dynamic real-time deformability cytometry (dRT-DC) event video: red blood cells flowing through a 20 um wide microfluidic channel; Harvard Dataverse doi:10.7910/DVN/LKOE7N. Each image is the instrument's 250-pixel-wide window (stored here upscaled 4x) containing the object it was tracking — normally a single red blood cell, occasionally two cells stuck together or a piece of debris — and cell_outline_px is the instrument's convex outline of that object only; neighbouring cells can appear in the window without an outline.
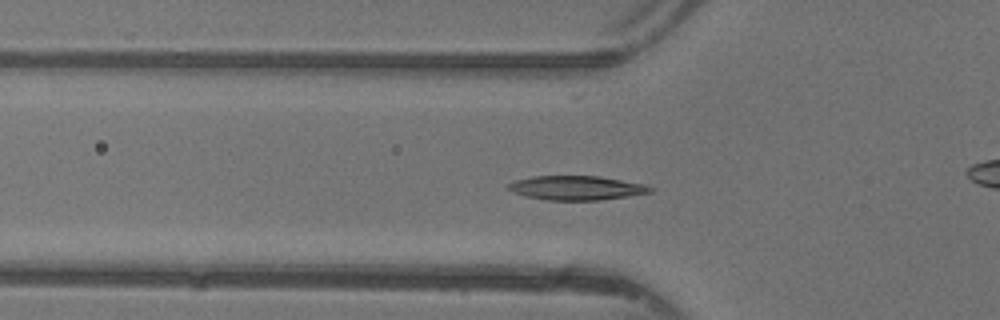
{"species": "common noctule bat (a hibernating species)", "species_latin": "Nyctalus noctula", "temperature_condition": "warm", "stored_images_in_passage": 45, "camera_frame_rate_fps": 3000, "um_per_image_px": 0.085, "animal": {"sex": "female"}, "frame": {"image": 1, "passage_image": 16, "time_ms": 5.0, "image_size_px": [1000, 320], "cell_outline_px": [[656, 188], [652, 192], [628, 196], [600, 200], [544, 200], [512, 192], [504, 188], [508, 184], [516, 180], [532, 176], [600, 176], [644, 184]], "centroid_in_image_um": [49.0, 15.97], "position_along_channel_um": 76.8, "area_um2": 20.11}}
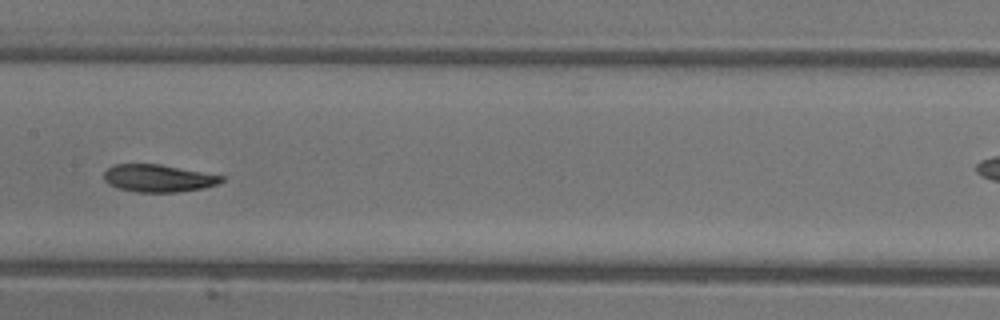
{"frame": {"image": 2, "passage_image": 24, "time_ms": 7.667, "image_size_px": [1000, 320], "cell_outline_px": [[224, 180], [216, 184], [200, 188], [180, 192], [136, 192], [116, 188], [108, 184], [104, 180], [104, 172], [108, 168], [116, 164], [160, 164], [224, 176]], "centroid_in_image_um": [13.41, 15.15], "position_along_channel_um": 194.0, "area_um2": 18.73}}
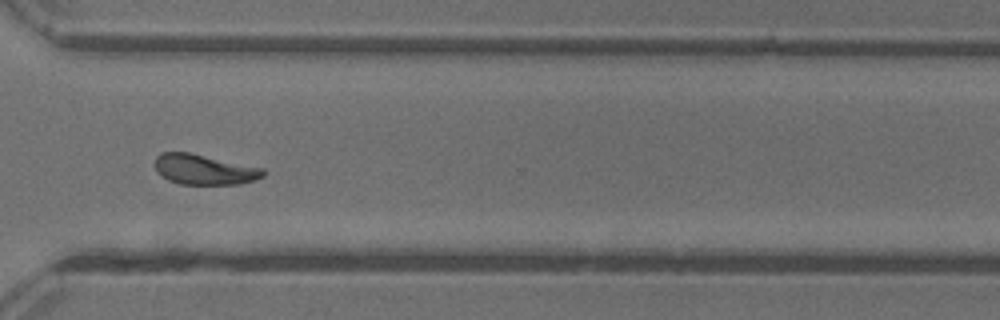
{"frame": {"image": 3, "passage_image": 35, "time_ms": 11.333, "image_size_px": [1000, 320], "cell_outline_px": [[264, 176], [240, 184], [180, 184], [168, 180], [156, 168], [156, 156], [160, 152], [188, 152], [264, 168]], "centroid_in_image_um": [17.37, 14.4], "position_along_channel_um": 353.2, "area_um2": 18.79}, "authors_computed_cell_mechanics": {"area_um2": 19.1318, "velocity_mm_per_s": 4.3615, "shape_relaxation_time_tau1_ms": 3.5724, "shape_relaxation_time_tau2_ms": 2.9632, "deformation_change_tau1": 0.138, "deformation_change_tau2": 0.0865}}